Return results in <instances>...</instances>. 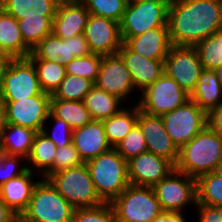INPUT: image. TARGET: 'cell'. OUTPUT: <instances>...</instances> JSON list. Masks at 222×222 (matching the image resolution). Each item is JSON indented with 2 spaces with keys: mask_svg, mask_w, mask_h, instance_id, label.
Returning <instances> with one entry per match:
<instances>
[{
  "mask_svg": "<svg viewBox=\"0 0 222 222\" xmlns=\"http://www.w3.org/2000/svg\"><path fill=\"white\" fill-rule=\"evenodd\" d=\"M167 25L171 45L195 46L222 30V0H170Z\"/></svg>",
  "mask_w": 222,
  "mask_h": 222,
  "instance_id": "1",
  "label": "cell"
},
{
  "mask_svg": "<svg viewBox=\"0 0 222 222\" xmlns=\"http://www.w3.org/2000/svg\"><path fill=\"white\" fill-rule=\"evenodd\" d=\"M222 160V136L206 125L193 139L179 148L175 169L194 179L214 172Z\"/></svg>",
  "mask_w": 222,
  "mask_h": 222,
  "instance_id": "2",
  "label": "cell"
},
{
  "mask_svg": "<svg viewBox=\"0 0 222 222\" xmlns=\"http://www.w3.org/2000/svg\"><path fill=\"white\" fill-rule=\"evenodd\" d=\"M90 178L99 198L111 203L130 184L127 161L115 148L86 162Z\"/></svg>",
  "mask_w": 222,
  "mask_h": 222,
  "instance_id": "3",
  "label": "cell"
},
{
  "mask_svg": "<svg viewBox=\"0 0 222 222\" xmlns=\"http://www.w3.org/2000/svg\"><path fill=\"white\" fill-rule=\"evenodd\" d=\"M47 180L74 209L104 203L98 196L86 163L51 174Z\"/></svg>",
  "mask_w": 222,
  "mask_h": 222,
  "instance_id": "4",
  "label": "cell"
},
{
  "mask_svg": "<svg viewBox=\"0 0 222 222\" xmlns=\"http://www.w3.org/2000/svg\"><path fill=\"white\" fill-rule=\"evenodd\" d=\"M73 211L72 205L44 179L35 186L20 217L29 222H72Z\"/></svg>",
  "mask_w": 222,
  "mask_h": 222,
  "instance_id": "5",
  "label": "cell"
},
{
  "mask_svg": "<svg viewBox=\"0 0 222 222\" xmlns=\"http://www.w3.org/2000/svg\"><path fill=\"white\" fill-rule=\"evenodd\" d=\"M110 204L116 222H151L163 211L152 187L132 184Z\"/></svg>",
  "mask_w": 222,
  "mask_h": 222,
  "instance_id": "6",
  "label": "cell"
},
{
  "mask_svg": "<svg viewBox=\"0 0 222 222\" xmlns=\"http://www.w3.org/2000/svg\"><path fill=\"white\" fill-rule=\"evenodd\" d=\"M170 0H129L119 23L121 38L144 34L157 27L168 26Z\"/></svg>",
  "mask_w": 222,
  "mask_h": 222,
  "instance_id": "7",
  "label": "cell"
},
{
  "mask_svg": "<svg viewBox=\"0 0 222 222\" xmlns=\"http://www.w3.org/2000/svg\"><path fill=\"white\" fill-rule=\"evenodd\" d=\"M42 92L36 69L28 57L7 59L2 81V101H18Z\"/></svg>",
  "mask_w": 222,
  "mask_h": 222,
  "instance_id": "8",
  "label": "cell"
},
{
  "mask_svg": "<svg viewBox=\"0 0 222 222\" xmlns=\"http://www.w3.org/2000/svg\"><path fill=\"white\" fill-rule=\"evenodd\" d=\"M140 99L138 102L140 110L152 116H162L188 101L189 94L172 77L163 73L142 91Z\"/></svg>",
  "mask_w": 222,
  "mask_h": 222,
  "instance_id": "9",
  "label": "cell"
},
{
  "mask_svg": "<svg viewBox=\"0 0 222 222\" xmlns=\"http://www.w3.org/2000/svg\"><path fill=\"white\" fill-rule=\"evenodd\" d=\"M161 118L166 132L178 148L188 143L207 125V114L191 99Z\"/></svg>",
  "mask_w": 222,
  "mask_h": 222,
  "instance_id": "10",
  "label": "cell"
},
{
  "mask_svg": "<svg viewBox=\"0 0 222 222\" xmlns=\"http://www.w3.org/2000/svg\"><path fill=\"white\" fill-rule=\"evenodd\" d=\"M152 188L163 211L181 212L190 202L196 204V179L177 169Z\"/></svg>",
  "mask_w": 222,
  "mask_h": 222,
  "instance_id": "11",
  "label": "cell"
},
{
  "mask_svg": "<svg viewBox=\"0 0 222 222\" xmlns=\"http://www.w3.org/2000/svg\"><path fill=\"white\" fill-rule=\"evenodd\" d=\"M164 73L189 95L202 78L203 67L194 46L171 45L164 59Z\"/></svg>",
  "mask_w": 222,
  "mask_h": 222,
  "instance_id": "12",
  "label": "cell"
},
{
  "mask_svg": "<svg viewBox=\"0 0 222 222\" xmlns=\"http://www.w3.org/2000/svg\"><path fill=\"white\" fill-rule=\"evenodd\" d=\"M6 106L7 123L42 131L49 119L51 95L42 92L18 101H3Z\"/></svg>",
  "mask_w": 222,
  "mask_h": 222,
  "instance_id": "13",
  "label": "cell"
},
{
  "mask_svg": "<svg viewBox=\"0 0 222 222\" xmlns=\"http://www.w3.org/2000/svg\"><path fill=\"white\" fill-rule=\"evenodd\" d=\"M32 53L38 59L57 62L66 66L76 57L90 55L91 51L84 34L67 39H61L50 34L32 49Z\"/></svg>",
  "mask_w": 222,
  "mask_h": 222,
  "instance_id": "14",
  "label": "cell"
},
{
  "mask_svg": "<svg viewBox=\"0 0 222 222\" xmlns=\"http://www.w3.org/2000/svg\"><path fill=\"white\" fill-rule=\"evenodd\" d=\"M84 36L91 53L101 56L118 54L123 44L119 22L92 14L88 16Z\"/></svg>",
  "mask_w": 222,
  "mask_h": 222,
  "instance_id": "15",
  "label": "cell"
},
{
  "mask_svg": "<svg viewBox=\"0 0 222 222\" xmlns=\"http://www.w3.org/2000/svg\"><path fill=\"white\" fill-rule=\"evenodd\" d=\"M129 183L153 187L165 178L175 165L168 159L146 151L127 161Z\"/></svg>",
  "mask_w": 222,
  "mask_h": 222,
  "instance_id": "16",
  "label": "cell"
},
{
  "mask_svg": "<svg viewBox=\"0 0 222 222\" xmlns=\"http://www.w3.org/2000/svg\"><path fill=\"white\" fill-rule=\"evenodd\" d=\"M96 87L123 100L134 89L131 74L119 54L102 56Z\"/></svg>",
  "mask_w": 222,
  "mask_h": 222,
  "instance_id": "17",
  "label": "cell"
},
{
  "mask_svg": "<svg viewBox=\"0 0 222 222\" xmlns=\"http://www.w3.org/2000/svg\"><path fill=\"white\" fill-rule=\"evenodd\" d=\"M137 125L147 144V151L162 156L174 165L178 160L179 148L166 132L161 116H152L138 107Z\"/></svg>",
  "mask_w": 222,
  "mask_h": 222,
  "instance_id": "18",
  "label": "cell"
},
{
  "mask_svg": "<svg viewBox=\"0 0 222 222\" xmlns=\"http://www.w3.org/2000/svg\"><path fill=\"white\" fill-rule=\"evenodd\" d=\"M89 11L80 0L60 1L52 20V34L61 39L84 34Z\"/></svg>",
  "mask_w": 222,
  "mask_h": 222,
  "instance_id": "19",
  "label": "cell"
},
{
  "mask_svg": "<svg viewBox=\"0 0 222 222\" xmlns=\"http://www.w3.org/2000/svg\"><path fill=\"white\" fill-rule=\"evenodd\" d=\"M72 143L84 163L109 151L102 121L92 120L89 124L72 131Z\"/></svg>",
  "mask_w": 222,
  "mask_h": 222,
  "instance_id": "20",
  "label": "cell"
},
{
  "mask_svg": "<svg viewBox=\"0 0 222 222\" xmlns=\"http://www.w3.org/2000/svg\"><path fill=\"white\" fill-rule=\"evenodd\" d=\"M122 41L131 51L151 60H164L171 47L168 26L157 27L134 37L122 38Z\"/></svg>",
  "mask_w": 222,
  "mask_h": 222,
  "instance_id": "21",
  "label": "cell"
},
{
  "mask_svg": "<svg viewBox=\"0 0 222 222\" xmlns=\"http://www.w3.org/2000/svg\"><path fill=\"white\" fill-rule=\"evenodd\" d=\"M118 54L131 74L133 85L142 91L164 73V60H151L131 51L124 43Z\"/></svg>",
  "mask_w": 222,
  "mask_h": 222,
  "instance_id": "22",
  "label": "cell"
},
{
  "mask_svg": "<svg viewBox=\"0 0 222 222\" xmlns=\"http://www.w3.org/2000/svg\"><path fill=\"white\" fill-rule=\"evenodd\" d=\"M31 52L21 36L18 20L0 7V57L25 58Z\"/></svg>",
  "mask_w": 222,
  "mask_h": 222,
  "instance_id": "23",
  "label": "cell"
},
{
  "mask_svg": "<svg viewBox=\"0 0 222 222\" xmlns=\"http://www.w3.org/2000/svg\"><path fill=\"white\" fill-rule=\"evenodd\" d=\"M33 170H28L0 186V198L19 216L27 208L38 182H31Z\"/></svg>",
  "mask_w": 222,
  "mask_h": 222,
  "instance_id": "24",
  "label": "cell"
},
{
  "mask_svg": "<svg viewBox=\"0 0 222 222\" xmlns=\"http://www.w3.org/2000/svg\"><path fill=\"white\" fill-rule=\"evenodd\" d=\"M60 0H0V7L17 20L54 18Z\"/></svg>",
  "mask_w": 222,
  "mask_h": 222,
  "instance_id": "25",
  "label": "cell"
},
{
  "mask_svg": "<svg viewBox=\"0 0 222 222\" xmlns=\"http://www.w3.org/2000/svg\"><path fill=\"white\" fill-rule=\"evenodd\" d=\"M37 131L7 123L0 136V152L27 158L30 154Z\"/></svg>",
  "mask_w": 222,
  "mask_h": 222,
  "instance_id": "26",
  "label": "cell"
},
{
  "mask_svg": "<svg viewBox=\"0 0 222 222\" xmlns=\"http://www.w3.org/2000/svg\"><path fill=\"white\" fill-rule=\"evenodd\" d=\"M222 86L214 70H203L202 78L196 83L189 95L206 114L216 108L222 101Z\"/></svg>",
  "mask_w": 222,
  "mask_h": 222,
  "instance_id": "27",
  "label": "cell"
},
{
  "mask_svg": "<svg viewBox=\"0 0 222 222\" xmlns=\"http://www.w3.org/2000/svg\"><path fill=\"white\" fill-rule=\"evenodd\" d=\"M121 101L117 96L109 94L95 85L83 100L92 119L98 121H103L117 114L122 109L118 107Z\"/></svg>",
  "mask_w": 222,
  "mask_h": 222,
  "instance_id": "28",
  "label": "cell"
},
{
  "mask_svg": "<svg viewBox=\"0 0 222 222\" xmlns=\"http://www.w3.org/2000/svg\"><path fill=\"white\" fill-rule=\"evenodd\" d=\"M50 113L65 120L72 130L81 128L93 120L83 101L51 99Z\"/></svg>",
  "mask_w": 222,
  "mask_h": 222,
  "instance_id": "29",
  "label": "cell"
},
{
  "mask_svg": "<svg viewBox=\"0 0 222 222\" xmlns=\"http://www.w3.org/2000/svg\"><path fill=\"white\" fill-rule=\"evenodd\" d=\"M138 105L132 110L121 109L117 114L102 121L108 143L115 146L132 130L137 124Z\"/></svg>",
  "mask_w": 222,
  "mask_h": 222,
  "instance_id": "30",
  "label": "cell"
},
{
  "mask_svg": "<svg viewBox=\"0 0 222 222\" xmlns=\"http://www.w3.org/2000/svg\"><path fill=\"white\" fill-rule=\"evenodd\" d=\"M57 146L42 131L37 132L29 156L26 161H30L43 173V179H47L53 174V160Z\"/></svg>",
  "mask_w": 222,
  "mask_h": 222,
  "instance_id": "31",
  "label": "cell"
},
{
  "mask_svg": "<svg viewBox=\"0 0 222 222\" xmlns=\"http://www.w3.org/2000/svg\"><path fill=\"white\" fill-rule=\"evenodd\" d=\"M28 58L33 62L43 92L53 95L66 76V66L38 59L32 52Z\"/></svg>",
  "mask_w": 222,
  "mask_h": 222,
  "instance_id": "32",
  "label": "cell"
},
{
  "mask_svg": "<svg viewBox=\"0 0 222 222\" xmlns=\"http://www.w3.org/2000/svg\"><path fill=\"white\" fill-rule=\"evenodd\" d=\"M196 202L214 207H222V177L214 172L196 179Z\"/></svg>",
  "mask_w": 222,
  "mask_h": 222,
  "instance_id": "33",
  "label": "cell"
},
{
  "mask_svg": "<svg viewBox=\"0 0 222 222\" xmlns=\"http://www.w3.org/2000/svg\"><path fill=\"white\" fill-rule=\"evenodd\" d=\"M203 70H215L222 65V30L194 46Z\"/></svg>",
  "mask_w": 222,
  "mask_h": 222,
  "instance_id": "34",
  "label": "cell"
},
{
  "mask_svg": "<svg viewBox=\"0 0 222 222\" xmlns=\"http://www.w3.org/2000/svg\"><path fill=\"white\" fill-rule=\"evenodd\" d=\"M94 85L91 80L66 74L59 88L51 95V99L83 101Z\"/></svg>",
  "mask_w": 222,
  "mask_h": 222,
  "instance_id": "35",
  "label": "cell"
},
{
  "mask_svg": "<svg viewBox=\"0 0 222 222\" xmlns=\"http://www.w3.org/2000/svg\"><path fill=\"white\" fill-rule=\"evenodd\" d=\"M53 18H23L18 20L21 36L32 50L44 37L52 34Z\"/></svg>",
  "mask_w": 222,
  "mask_h": 222,
  "instance_id": "36",
  "label": "cell"
},
{
  "mask_svg": "<svg viewBox=\"0 0 222 222\" xmlns=\"http://www.w3.org/2000/svg\"><path fill=\"white\" fill-rule=\"evenodd\" d=\"M89 14L121 21L129 0H80Z\"/></svg>",
  "mask_w": 222,
  "mask_h": 222,
  "instance_id": "37",
  "label": "cell"
},
{
  "mask_svg": "<svg viewBox=\"0 0 222 222\" xmlns=\"http://www.w3.org/2000/svg\"><path fill=\"white\" fill-rule=\"evenodd\" d=\"M102 56L91 53L88 56L76 57L66 65V74L76 75L94 83L97 80Z\"/></svg>",
  "mask_w": 222,
  "mask_h": 222,
  "instance_id": "38",
  "label": "cell"
},
{
  "mask_svg": "<svg viewBox=\"0 0 222 222\" xmlns=\"http://www.w3.org/2000/svg\"><path fill=\"white\" fill-rule=\"evenodd\" d=\"M115 149L126 161L146 152L147 144L140 127L136 124Z\"/></svg>",
  "mask_w": 222,
  "mask_h": 222,
  "instance_id": "39",
  "label": "cell"
},
{
  "mask_svg": "<svg viewBox=\"0 0 222 222\" xmlns=\"http://www.w3.org/2000/svg\"><path fill=\"white\" fill-rule=\"evenodd\" d=\"M72 222H116L115 214L110 203L90 208L74 209Z\"/></svg>",
  "mask_w": 222,
  "mask_h": 222,
  "instance_id": "40",
  "label": "cell"
},
{
  "mask_svg": "<svg viewBox=\"0 0 222 222\" xmlns=\"http://www.w3.org/2000/svg\"><path fill=\"white\" fill-rule=\"evenodd\" d=\"M84 162L81 159L79 153L74 147L73 143L57 148L55 153V157L53 160V173L58 171L77 167L82 165Z\"/></svg>",
  "mask_w": 222,
  "mask_h": 222,
  "instance_id": "41",
  "label": "cell"
},
{
  "mask_svg": "<svg viewBox=\"0 0 222 222\" xmlns=\"http://www.w3.org/2000/svg\"><path fill=\"white\" fill-rule=\"evenodd\" d=\"M55 121L56 125L54 127V131L48 133L45 126L42 128V132L46 135L52 142H54L57 148L67 146L72 143V129L69 124L58 117H54L51 113H49L48 118Z\"/></svg>",
  "mask_w": 222,
  "mask_h": 222,
  "instance_id": "42",
  "label": "cell"
},
{
  "mask_svg": "<svg viewBox=\"0 0 222 222\" xmlns=\"http://www.w3.org/2000/svg\"><path fill=\"white\" fill-rule=\"evenodd\" d=\"M23 158L18 155H7L0 152V186L5 182L15 178L28 170V167L18 169V159Z\"/></svg>",
  "mask_w": 222,
  "mask_h": 222,
  "instance_id": "43",
  "label": "cell"
},
{
  "mask_svg": "<svg viewBox=\"0 0 222 222\" xmlns=\"http://www.w3.org/2000/svg\"><path fill=\"white\" fill-rule=\"evenodd\" d=\"M199 212V222H222V207L195 204Z\"/></svg>",
  "mask_w": 222,
  "mask_h": 222,
  "instance_id": "44",
  "label": "cell"
},
{
  "mask_svg": "<svg viewBox=\"0 0 222 222\" xmlns=\"http://www.w3.org/2000/svg\"><path fill=\"white\" fill-rule=\"evenodd\" d=\"M207 125L222 136V102L207 114Z\"/></svg>",
  "mask_w": 222,
  "mask_h": 222,
  "instance_id": "45",
  "label": "cell"
},
{
  "mask_svg": "<svg viewBox=\"0 0 222 222\" xmlns=\"http://www.w3.org/2000/svg\"><path fill=\"white\" fill-rule=\"evenodd\" d=\"M151 222H186L182 212L162 211Z\"/></svg>",
  "mask_w": 222,
  "mask_h": 222,
  "instance_id": "46",
  "label": "cell"
},
{
  "mask_svg": "<svg viewBox=\"0 0 222 222\" xmlns=\"http://www.w3.org/2000/svg\"><path fill=\"white\" fill-rule=\"evenodd\" d=\"M15 213L1 198H0V222H14L18 218Z\"/></svg>",
  "mask_w": 222,
  "mask_h": 222,
  "instance_id": "47",
  "label": "cell"
},
{
  "mask_svg": "<svg viewBox=\"0 0 222 222\" xmlns=\"http://www.w3.org/2000/svg\"><path fill=\"white\" fill-rule=\"evenodd\" d=\"M7 126V115H6V106L5 103L0 98V136L2 135L3 130Z\"/></svg>",
  "mask_w": 222,
  "mask_h": 222,
  "instance_id": "48",
  "label": "cell"
},
{
  "mask_svg": "<svg viewBox=\"0 0 222 222\" xmlns=\"http://www.w3.org/2000/svg\"><path fill=\"white\" fill-rule=\"evenodd\" d=\"M7 59L8 58L0 57V98L2 92L3 73L7 64Z\"/></svg>",
  "mask_w": 222,
  "mask_h": 222,
  "instance_id": "49",
  "label": "cell"
},
{
  "mask_svg": "<svg viewBox=\"0 0 222 222\" xmlns=\"http://www.w3.org/2000/svg\"><path fill=\"white\" fill-rule=\"evenodd\" d=\"M214 72L217 74V77L219 79L220 85L222 86V65L219 66L214 70Z\"/></svg>",
  "mask_w": 222,
  "mask_h": 222,
  "instance_id": "50",
  "label": "cell"
},
{
  "mask_svg": "<svg viewBox=\"0 0 222 222\" xmlns=\"http://www.w3.org/2000/svg\"><path fill=\"white\" fill-rule=\"evenodd\" d=\"M214 173L222 177V160L216 165Z\"/></svg>",
  "mask_w": 222,
  "mask_h": 222,
  "instance_id": "51",
  "label": "cell"
},
{
  "mask_svg": "<svg viewBox=\"0 0 222 222\" xmlns=\"http://www.w3.org/2000/svg\"><path fill=\"white\" fill-rule=\"evenodd\" d=\"M18 222H29V221H26V220L22 219L20 216H18Z\"/></svg>",
  "mask_w": 222,
  "mask_h": 222,
  "instance_id": "52",
  "label": "cell"
}]
</instances>
